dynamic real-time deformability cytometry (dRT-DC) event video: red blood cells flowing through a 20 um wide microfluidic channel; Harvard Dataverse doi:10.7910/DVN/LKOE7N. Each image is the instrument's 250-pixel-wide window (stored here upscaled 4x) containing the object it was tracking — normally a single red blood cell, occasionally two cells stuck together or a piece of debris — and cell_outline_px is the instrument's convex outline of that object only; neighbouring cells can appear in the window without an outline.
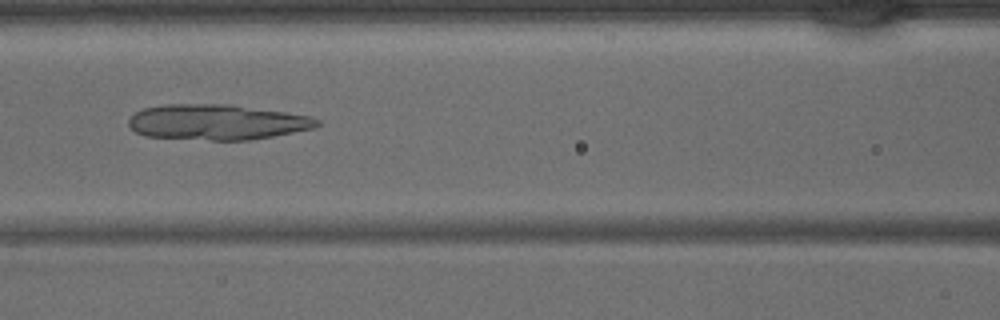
{"species": "common noctule bat (a hibernating species)", "species_latin": "Nyctalus noctula", "temperature_condition": "warm", "stored_images_in_passage": 32, "camera_frame_rate_fps": 3000, "um_per_image_px": 0.085, "animal": {"sex": "male", "body_mass_g": 15.6}, "frame": {"image": 1, "passage_image": 8, "time_ms": 2.333, "image_size_px": [1000, 320], "cell_outline_px": [[324, 124], [316, 128], [272, 136], [248, 140], [212, 140], [144, 136], [136, 132], [128, 124], [128, 120], [136, 112], [144, 108], [168, 104], [228, 104], [312, 116], [320, 120]], "centroid_in_image_um": [18.49, 10.38], "position_along_channel_um": 148.1, "area_um2": 38.9}}
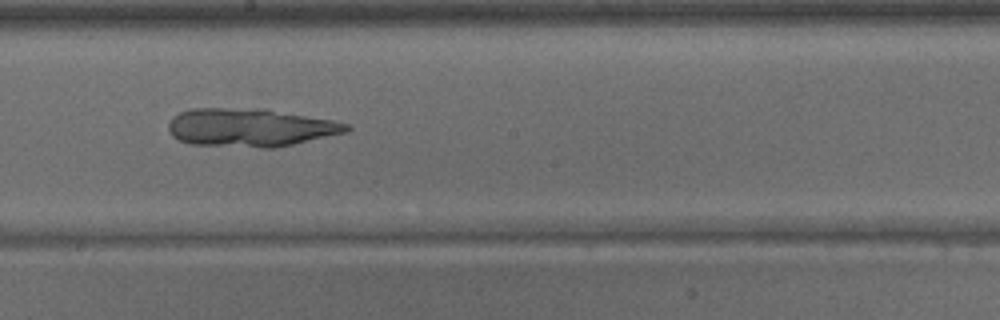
{"frame": {"image": 2, "passage_image": 13, "time_ms": 4.0, "image_size_px": [1000, 320], "cell_outline_px": [[352, 128], [348, 132], [292, 144], [272, 148], [260, 148], [192, 144], [180, 140], [172, 136], [168, 128], [168, 124], [172, 116], [180, 112], [192, 108], [256, 108], [332, 120], [348, 124]], "centroid_in_image_um": [21.23, 10.84], "position_along_channel_um": 227.0, "area_um2": 39.48}}
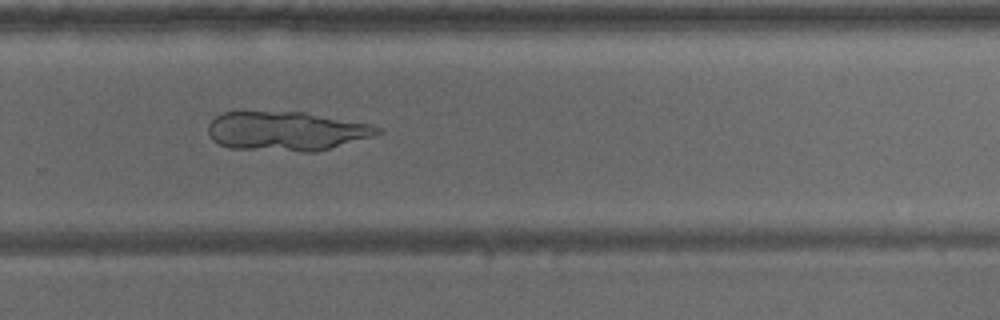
{"frame": {"image": 3, "passage_image": 18, "time_ms": 5.667, "image_size_px": [1000, 320], "cell_outline_px": [[384, 132], [372, 136], [316, 152], [300, 152], [228, 148], [212, 140], [208, 132], [208, 124], [216, 116], [224, 112], [304, 112], [372, 124], [380, 128]], "centroid_in_image_um": [24.34, 11.15], "position_along_channel_um": 305.5, "area_um2": 38.78}}